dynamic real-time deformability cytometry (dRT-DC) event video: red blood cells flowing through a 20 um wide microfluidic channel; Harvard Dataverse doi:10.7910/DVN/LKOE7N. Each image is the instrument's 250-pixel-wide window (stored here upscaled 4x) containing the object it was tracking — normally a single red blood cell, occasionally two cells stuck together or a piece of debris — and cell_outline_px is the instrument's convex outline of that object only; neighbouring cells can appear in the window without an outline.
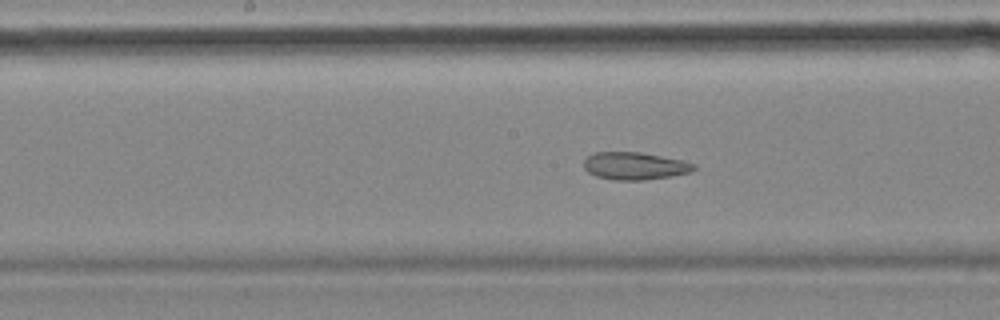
{"species": "common noctule bat (a hibernating species)", "species_latin": "Nyctalus noctula", "temperature_condition": "cold", "stored_images_in_passage": 41, "camera_frame_rate_fps": 3000, "um_per_image_px": 0.085, "animal": {"sex": "female", "body_mass_g": 18.4}, "frame": {"image": 1, "passage_image": 12, "time_ms": 3.667, "image_size_px": [1000, 320], "cell_outline_px": [[696, 168], [692, 172], [672, 176], [644, 180], [612, 180], [596, 176], [588, 172], [584, 168], [584, 160], [592, 152], [640, 152], [680, 160], [696, 164]], "centroid_in_image_um": [53.94, 14.11], "position_along_channel_um": 194.3, "area_um2": 17.69}, "authors_computed_cell_mechanics": {"area_um2": 18.785, "velocity_mm_per_s": 3.5167, "shape_relaxation_time_tau1_ms": null, "shape_relaxation_time_tau2_ms": 2.5621, "deformation_change_tau1": null, "deformation_change_tau2": 0.0955}}